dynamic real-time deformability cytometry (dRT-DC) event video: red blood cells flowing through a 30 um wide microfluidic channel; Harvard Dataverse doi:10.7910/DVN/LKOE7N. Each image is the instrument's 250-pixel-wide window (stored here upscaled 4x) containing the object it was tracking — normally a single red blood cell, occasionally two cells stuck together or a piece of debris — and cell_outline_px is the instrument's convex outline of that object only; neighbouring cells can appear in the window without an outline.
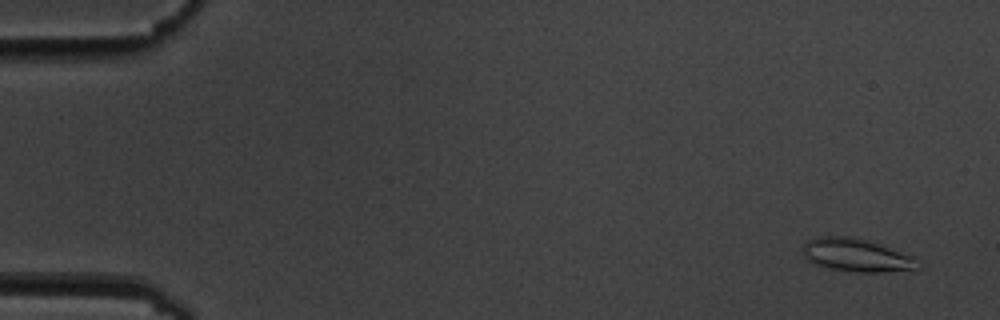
{"species": "common noctule bat (a hibernating species)", "species_latin": "Nyctalus noctula", "temperature_condition": "cold", "stored_images_in_passage": 4, "camera_frame_rate_fps": 3000, "um_per_image_px": 0.085, "animal": {"sex": "male", "body_mass_g": 19.5, "forearm_length_mm": 54.6}, "frame": {"image": 1, "passage_image": 1, "time_ms": 0.0, "image_size_px": [1000, 320], "cell_outline_px": [[920, 260], [912, 268], [884, 272], [856, 272], [828, 268], [812, 264], [804, 256], [804, 244], [808, 240], [820, 236], [852, 236], [880, 244], [916, 256]], "centroid_in_image_um": [72.77, 21.68], "position_along_channel_um": 12.2, "area_um2": 22.08}}
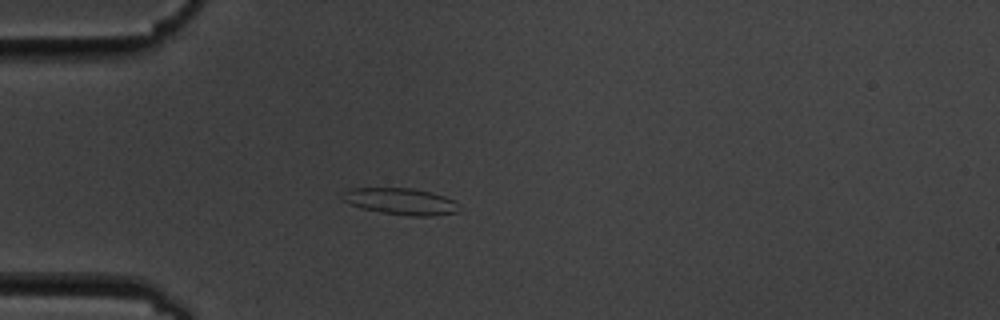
{"frame": {"image": 2, "passage_image": 4, "time_ms": 4.333, "image_size_px": [1000, 320], "cell_outline_px": [[460, 212], [432, 216], [412, 216], [384, 212], [364, 208], [340, 200], [340, 196], [348, 188], [412, 188], [444, 196], [452, 200]], "centroid_in_image_um": [34.02, 17.11], "position_along_channel_um": 51.0, "area_um2": 17.74}}